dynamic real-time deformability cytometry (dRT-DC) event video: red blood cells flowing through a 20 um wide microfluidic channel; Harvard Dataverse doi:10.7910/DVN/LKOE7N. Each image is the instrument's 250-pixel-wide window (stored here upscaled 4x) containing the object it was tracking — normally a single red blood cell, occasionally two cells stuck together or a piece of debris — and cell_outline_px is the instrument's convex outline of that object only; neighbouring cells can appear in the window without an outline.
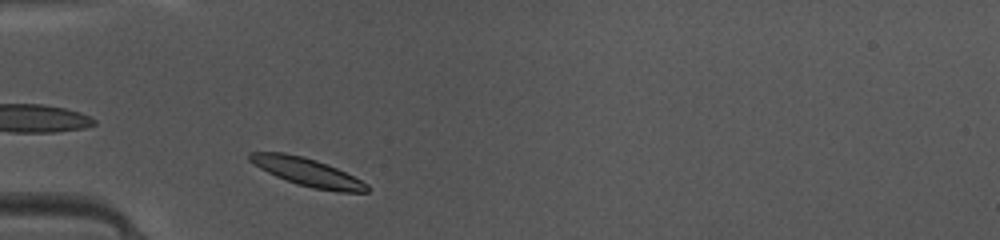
{"species": "common noctule bat (a hibernating species)", "species_latin": "Nyctalus noctula", "temperature_condition": "warm", "stored_images_in_passage": 27, "camera_frame_rate_fps": 3000, "um_per_image_px": 0.085, "animal": {"sex": "female", "body_mass_g": 10.0, "forearm_length_mm": 53.1}, "frame": {"image": 1, "passage_image": 2, "time_ms": 0.333, "image_size_px": [1000, 240], "cell_outline_px": [[368, 192], [340, 192], [312, 188], [296, 184], [276, 176], [260, 168], [248, 160], [248, 152], [284, 152], [316, 160], [336, 168], [368, 184]], "centroid_in_image_um": [26.09, 14.63], "position_along_channel_um": 58.9, "area_um2": 18.9}}
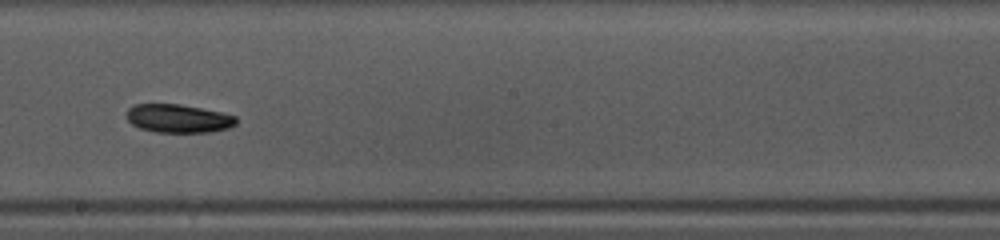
{"frame": {"image": 2, "passage_image": 15, "time_ms": 4.667, "image_size_px": [1000, 240], "cell_outline_px": [[236, 124], [228, 128], [212, 132], [156, 132], [140, 128], [132, 124], [128, 120], [128, 108], [132, 104], [180, 104], [220, 112], [236, 116]], "centroid_in_image_um": [15.16, 10.07], "position_along_channel_um": 233.0, "area_um2": 18.03}}
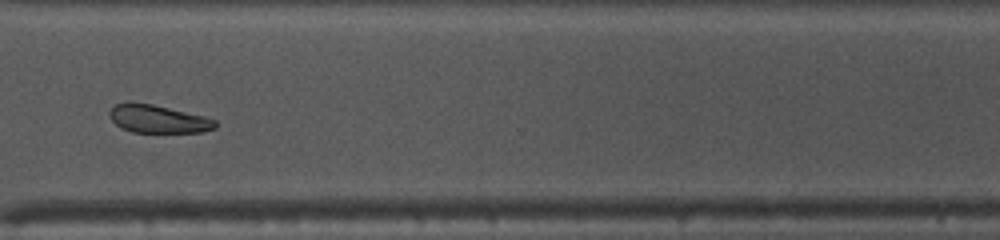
{"frame": {"image": 3, "passage_image": 24, "time_ms": 7.667, "image_size_px": [1000, 240], "cell_outline_px": [[216, 128], [204, 132], [132, 132], [120, 128], [108, 116], [108, 112], [116, 104], [152, 104], [204, 116], [216, 120]], "centroid_in_image_um": [13.46, 10.14], "position_along_channel_um": 357.1, "area_um2": 16.94}, "authors_computed_cell_mechanics": {"area_um2": 18.1492, "velocity_mm_per_s": 4.1426, "shape_relaxation_time_tau1_ms": 4.9775, "shape_relaxation_time_tau2_ms": null, "deformation_change_tau1": 0.118, "deformation_change_tau2": null}}